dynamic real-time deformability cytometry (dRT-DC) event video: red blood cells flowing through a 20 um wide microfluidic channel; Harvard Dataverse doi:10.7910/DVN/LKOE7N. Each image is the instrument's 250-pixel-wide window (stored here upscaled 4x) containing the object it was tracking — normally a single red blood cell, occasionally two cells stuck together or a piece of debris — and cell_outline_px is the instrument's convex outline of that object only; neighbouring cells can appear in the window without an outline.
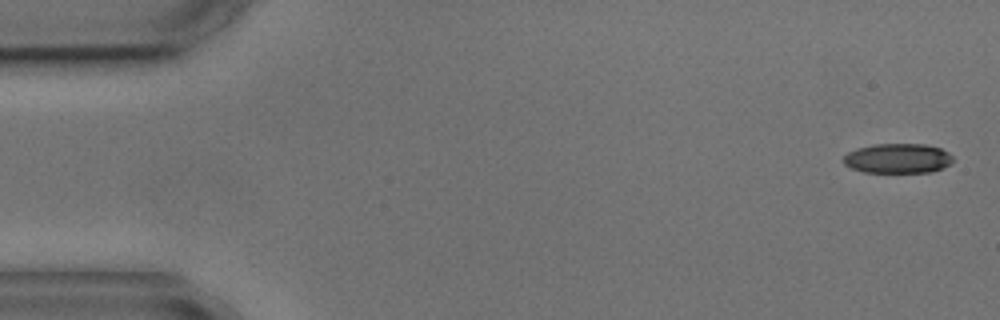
{"species": "common noctule bat (a hibernating species)", "species_latin": "Nyctalus noctula", "temperature_condition": "cold", "stored_images_in_passage": 3, "camera_frame_rate_fps": 3000, "um_per_image_px": 0.085, "animal": {"sex": "male", "body_mass_g": 17.9, "forearm_length_mm": 54.2}, "frame": {"image": 1, "passage_image": 1, "time_ms": 0.0, "image_size_px": [1000, 320], "cell_outline_px": [[952, 160], [944, 168], [932, 172], [864, 172], [852, 168], [844, 164], [844, 156], [848, 152], [856, 148], [876, 144], [924, 144], [940, 148], [948, 152], [952, 156]], "centroid_in_image_um": [76.31, 13.46], "position_along_channel_um": 8.7, "area_um2": 18.9}}
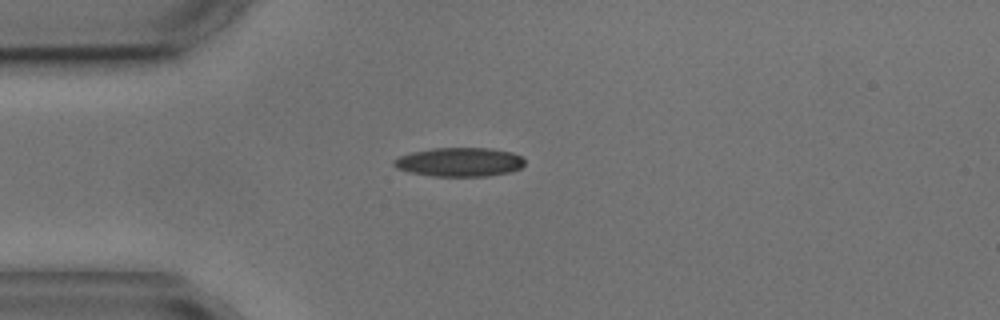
{"frame": {"image": 2, "passage_image": 2, "time_ms": 4.0, "image_size_px": [1000, 320], "cell_outline_px": [[524, 164], [520, 168], [512, 172], [488, 176], [432, 176], [408, 172], [396, 168], [392, 164], [392, 160], [400, 156], [412, 152], [432, 148], [492, 148], [512, 152], [520, 156], [524, 160]], "centroid_in_image_um": [39.04, 13.77], "position_along_channel_um": 46.0, "area_um2": 22.25}}